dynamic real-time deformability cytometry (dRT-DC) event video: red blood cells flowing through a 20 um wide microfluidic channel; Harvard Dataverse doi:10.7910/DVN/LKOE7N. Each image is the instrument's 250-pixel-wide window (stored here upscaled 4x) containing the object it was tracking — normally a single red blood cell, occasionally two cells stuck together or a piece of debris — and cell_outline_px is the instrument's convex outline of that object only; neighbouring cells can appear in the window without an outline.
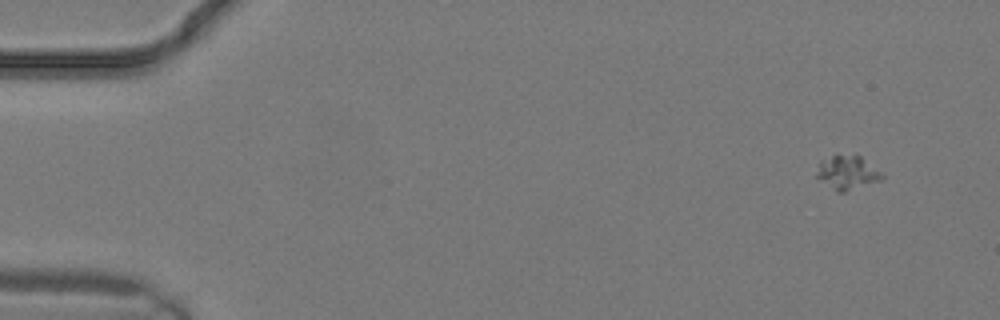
{"species": "common noctule bat (a hibernating species)", "species_latin": "Nyctalus noctula", "temperature_condition": "warm", "stored_images_in_passage": 26, "camera_frame_rate_fps": 3000, "um_per_image_px": 0.085, "animal": {"sex": "male", "body_mass_g": 19.2, "forearm_length_mm": 51.8}, "frame": {"image": 1, "passage_image": 1, "time_ms": 0.0, "image_size_px": [1000, 320], "cell_outline_px": [[884, 176], [880, 180], [844, 192], [836, 192], [816, 176], [816, 172], [820, 160], [836, 152], [860, 156], [884, 172]], "centroid_in_image_um": [72.01, 14.62], "position_along_channel_um": 13.0, "area_um2": 13.24}}
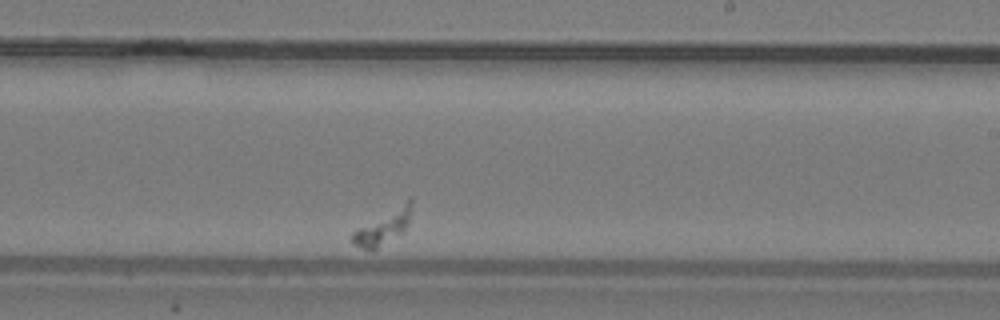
{"frame": {"image": 2, "passage_image": 19, "time_ms": 6.0, "image_size_px": [1000, 320], "cell_outline_px": [[412, 204], [408, 220], [404, 228], [400, 232], [376, 248], [360, 248], [352, 244], [352, 232], [412, 196]], "centroid_in_image_um": [32.55, 19.27], "position_along_channel_um": 256.4, "area_um2": 10.98}}
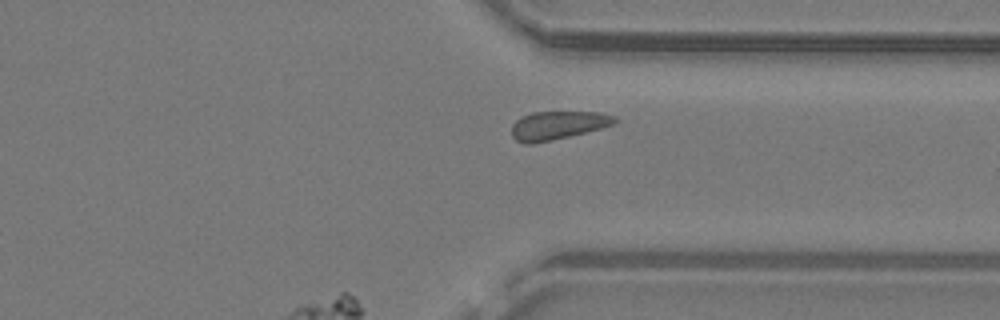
{"frame": {"image": 3, "passage_image": 26, "time_ms": 8.333, "image_size_px": [1000, 320], "cell_outline_px": [[620, 120], [616, 124], [552, 140], [532, 144], [524, 144], [516, 140], [512, 136], [512, 124], [520, 116], [532, 112], [600, 112], [616, 116]], "centroid_in_image_um": [47.41, 10.64], "position_along_channel_um": 364.0, "area_um2": 17.17}}